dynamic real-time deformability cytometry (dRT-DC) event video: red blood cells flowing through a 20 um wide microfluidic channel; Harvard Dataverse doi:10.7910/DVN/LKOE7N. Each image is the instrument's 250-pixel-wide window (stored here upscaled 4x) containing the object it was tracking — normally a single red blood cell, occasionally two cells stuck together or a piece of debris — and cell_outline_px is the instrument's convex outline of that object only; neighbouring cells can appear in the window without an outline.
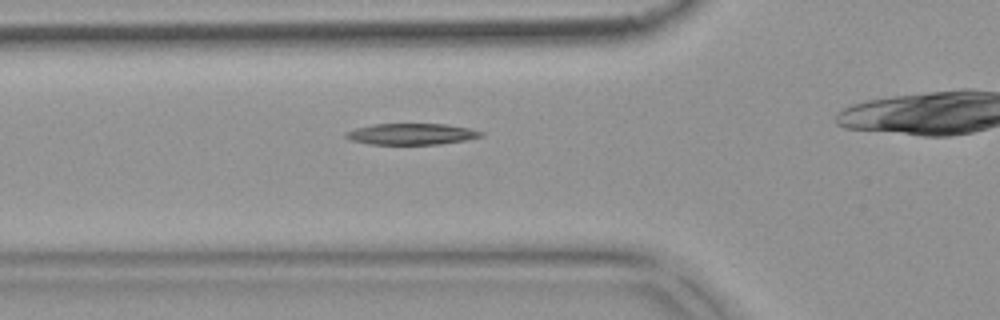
{"species": "common noctule bat (a hibernating species)", "species_latin": "Nyctalus noctula", "temperature_condition": "warm", "stored_images_in_passage": 32, "camera_frame_rate_fps": 3000, "um_per_image_px": 0.085, "animal": {"sex": "female", "body_mass_g": 18.4}, "frame": {"image": 1, "passage_image": 7, "time_ms": 2.0, "image_size_px": [1000, 320], "cell_outline_px": [[484, 136], [468, 140], [440, 144], [368, 144], [352, 140], [344, 136], [344, 132], [356, 128], [372, 124], [444, 124], [472, 128], [484, 132]], "centroid_in_image_um": [35.02, 11.39], "position_along_channel_um": 90.8, "area_um2": 16.88}}
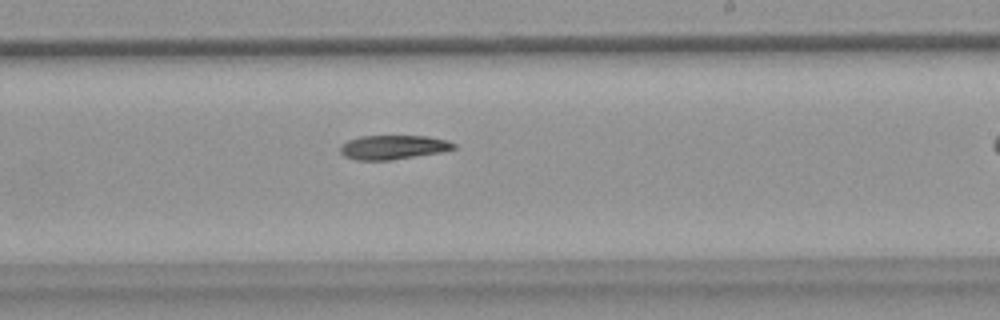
{"frame": {"image": 2, "passage_image": 20, "time_ms": 6.333, "image_size_px": [1000, 320], "cell_outline_px": [[456, 148], [440, 152], [392, 160], [356, 160], [344, 156], [340, 152], [340, 144], [348, 140], [360, 136], [428, 136], [448, 140], [456, 144]], "centroid_in_image_um": [33.4, 12.51], "position_along_channel_um": 255.6, "area_um2": 16.07}}
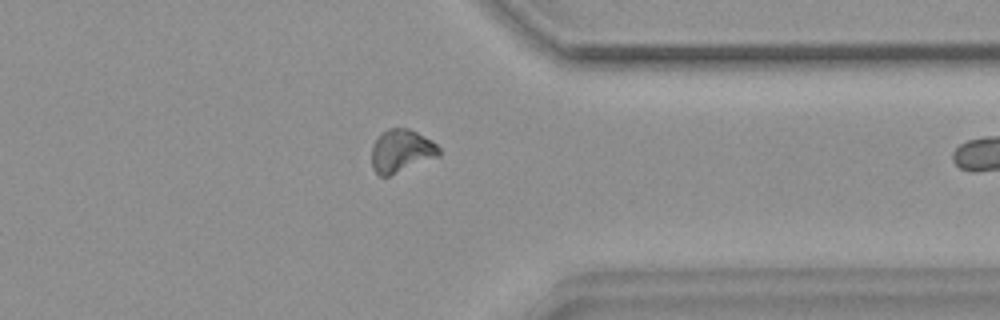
{"frame": {"image": 3, "passage_image": 30, "time_ms": 9.667, "image_size_px": [1000, 320], "cell_outline_px": [[440, 156], [388, 176], [380, 176], [372, 168], [372, 144], [388, 128], [408, 128], [432, 140], [440, 148]], "centroid_in_image_um": [34.13, 12.83], "position_along_channel_um": 377.3, "area_um2": 16.7}}